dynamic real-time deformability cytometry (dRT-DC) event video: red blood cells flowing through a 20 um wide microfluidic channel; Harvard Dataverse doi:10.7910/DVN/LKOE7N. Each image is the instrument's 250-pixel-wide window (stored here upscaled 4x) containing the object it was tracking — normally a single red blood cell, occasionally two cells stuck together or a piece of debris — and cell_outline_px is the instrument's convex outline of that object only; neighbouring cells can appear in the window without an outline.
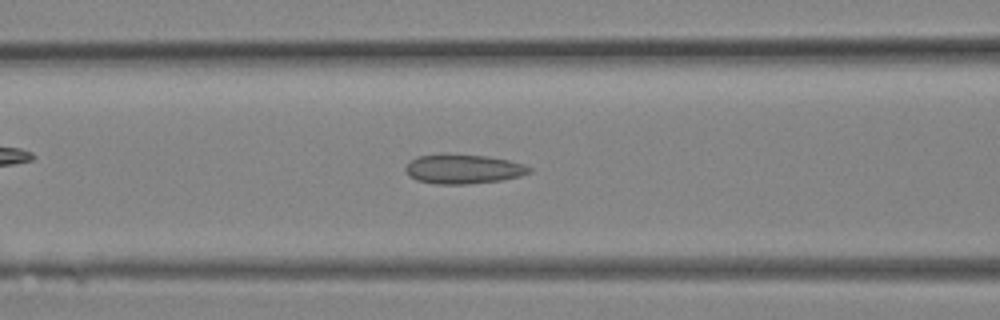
{"species": "Egyptian fruit bat (a non-hibernating species)", "species_latin": "Rousettus aegyptiacus", "temperature_condition": "room temperature", "stored_images_in_passage": 13, "camera_frame_rate_fps": 3000, "um_per_image_px": 0.085, "animal": {"sex": "female"}, "frame": {"image": 1, "passage_image": 11, "time_ms": 3.333, "image_size_px": [1000, 320], "cell_outline_px": [[532, 172], [520, 176], [500, 180], [468, 184], [436, 184], [416, 180], [408, 176], [404, 168], [416, 156], [488, 156], [508, 160], [524, 164], [532, 168]], "centroid_in_image_um": [39.41, 14.4], "position_along_channel_um": 127.2, "area_um2": 20.63}}
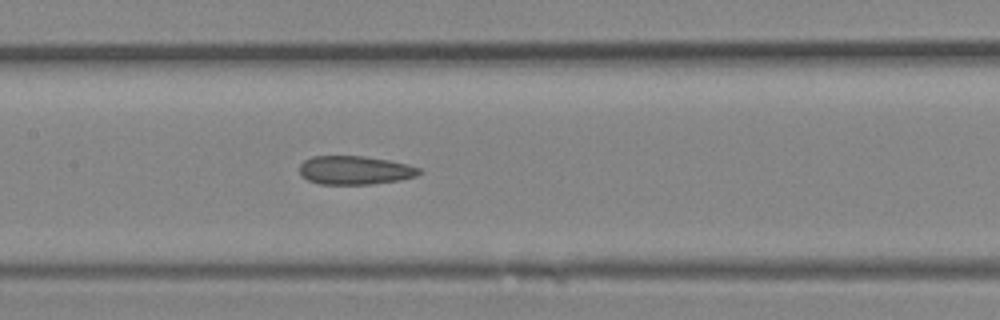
{"frame": {"image": 2, "passage_image": 13, "time_ms": 4.0, "image_size_px": [1000, 320], "cell_outline_px": [[424, 172], [416, 176], [400, 180], [372, 184], [320, 184], [308, 180], [300, 172], [300, 164], [304, 160], [312, 156], [364, 156], [388, 160], [408, 164], [424, 168]], "centroid_in_image_um": [30.23, 14.46], "position_along_channel_um": 177.2, "area_um2": 20.11}}